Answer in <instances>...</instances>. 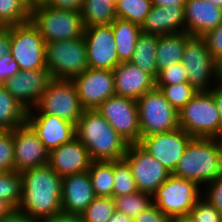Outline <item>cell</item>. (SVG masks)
<instances>
[{
    "mask_svg": "<svg viewBox=\"0 0 222 222\" xmlns=\"http://www.w3.org/2000/svg\"><path fill=\"white\" fill-rule=\"evenodd\" d=\"M26 123L49 153L75 137V125L54 115L27 114Z\"/></svg>",
    "mask_w": 222,
    "mask_h": 222,
    "instance_id": "cell-19",
    "label": "cell"
},
{
    "mask_svg": "<svg viewBox=\"0 0 222 222\" xmlns=\"http://www.w3.org/2000/svg\"><path fill=\"white\" fill-rule=\"evenodd\" d=\"M13 130L0 133V172L14 171Z\"/></svg>",
    "mask_w": 222,
    "mask_h": 222,
    "instance_id": "cell-39",
    "label": "cell"
},
{
    "mask_svg": "<svg viewBox=\"0 0 222 222\" xmlns=\"http://www.w3.org/2000/svg\"><path fill=\"white\" fill-rule=\"evenodd\" d=\"M62 212L81 215L96 198L88 171L62 179Z\"/></svg>",
    "mask_w": 222,
    "mask_h": 222,
    "instance_id": "cell-22",
    "label": "cell"
},
{
    "mask_svg": "<svg viewBox=\"0 0 222 222\" xmlns=\"http://www.w3.org/2000/svg\"><path fill=\"white\" fill-rule=\"evenodd\" d=\"M192 138L179 127L170 132L142 137L138 144L172 173Z\"/></svg>",
    "mask_w": 222,
    "mask_h": 222,
    "instance_id": "cell-14",
    "label": "cell"
},
{
    "mask_svg": "<svg viewBox=\"0 0 222 222\" xmlns=\"http://www.w3.org/2000/svg\"><path fill=\"white\" fill-rule=\"evenodd\" d=\"M202 196L222 214V175L203 188Z\"/></svg>",
    "mask_w": 222,
    "mask_h": 222,
    "instance_id": "cell-41",
    "label": "cell"
},
{
    "mask_svg": "<svg viewBox=\"0 0 222 222\" xmlns=\"http://www.w3.org/2000/svg\"><path fill=\"white\" fill-rule=\"evenodd\" d=\"M117 211L135 219L141 212L153 204L152 195L136 191L132 194L113 197Z\"/></svg>",
    "mask_w": 222,
    "mask_h": 222,
    "instance_id": "cell-32",
    "label": "cell"
},
{
    "mask_svg": "<svg viewBox=\"0 0 222 222\" xmlns=\"http://www.w3.org/2000/svg\"><path fill=\"white\" fill-rule=\"evenodd\" d=\"M157 43L158 35L142 33L136 42L135 50L130 60L132 64L148 73L154 80L158 76Z\"/></svg>",
    "mask_w": 222,
    "mask_h": 222,
    "instance_id": "cell-27",
    "label": "cell"
},
{
    "mask_svg": "<svg viewBox=\"0 0 222 222\" xmlns=\"http://www.w3.org/2000/svg\"><path fill=\"white\" fill-rule=\"evenodd\" d=\"M46 65L53 79L72 80L89 68L85 38L46 43Z\"/></svg>",
    "mask_w": 222,
    "mask_h": 222,
    "instance_id": "cell-6",
    "label": "cell"
},
{
    "mask_svg": "<svg viewBox=\"0 0 222 222\" xmlns=\"http://www.w3.org/2000/svg\"><path fill=\"white\" fill-rule=\"evenodd\" d=\"M10 53V32L0 27V58Z\"/></svg>",
    "mask_w": 222,
    "mask_h": 222,
    "instance_id": "cell-48",
    "label": "cell"
},
{
    "mask_svg": "<svg viewBox=\"0 0 222 222\" xmlns=\"http://www.w3.org/2000/svg\"><path fill=\"white\" fill-rule=\"evenodd\" d=\"M219 78H220V83H222V62L219 64Z\"/></svg>",
    "mask_w": 222,
    "mask_h": 222,
    "instance_id": "cell-56",
    "label": "cell"
},
{
    "mask_svg": "<svg viewBox=\"0 0 222 222\" xmlns=\"http://www.w3.org/2000/svg\"><path fill=\"white\" fill-rule=\"evenodd\" d=\"M0 222H41L24 211L13 208Z\"/></svg>",
    "mask_w": 222,
    "mask_h": 222,
    "instance_id": "cell-45",
    "label": "cell"
},
{
    "mask_svg": "<svg viewBox=\"0 0 222 222\" xmlns=\"http://www.w3.org/2000/svg\"><path fill=\"white\" fill-rule=\"evenodd\" d=\"M116 211L113 197H96L81 214L85 222H108Z\"/></svg>",
    "mask_w": 222,
    "mask_h": 222,
    "instance_id": "cell-37",
    "label": "cell"
},
{
    "mask_svg": "<svg viewBox=\"0 0 222 222\" xmlns=\"http://www.w3.org/2000/svg\"><path fill=\"white\" fill-rule=\"evenodd\" d=\"M13 209L5 200L0 199V221Z\"/></svg>",
    "mask_w": 222,
    "mask_h": 222,
    "instance_id": "cell-53",
    "label": "cell"
},
{
    "mask_svg": "<svg viewBox=\"0 0 222 222\" xmlns=\"http://www.w3.org/2000/svg\"><path fill=\"white\" fill-rule=\"evenodd\" d=\"M220 140L221 146H222V135L218 138Z\"/></svg>",
    "mask_w": 222,
    "mask_h": 222,
    "instance_id": "cell-57",
    "label": "cell"
},
{
    "mask_svg": "<svg viewBox=\"0 0 222 222\" xmlns=\"http://www.w3.org/2000/svg\"><path fill=\"white\" fill-rule=\"evenodd\" d=\"M115 94L138 100L146 92L155 88V80L139 67L129 62H121L114 69Z\"/></svg>",
    "mask_w": 222,
    "mask_h": 222,
    "instance_id": "cell-21",
    "label": "cell"
},
{
    "mask_svg": "<svg viewBox=\"0 0 222 222\" xmlns=\"http://www.w3.org/2000/svg\"><path fill=\"white\" fill-rule=\"evenodd\" d=\"M83 37L89 68L113 70L120 63L111 24L86 27Z\"/></svg>",
    "mask_w": 222,
    "mask_h": 222,
    "instance_id": "cell-16",
    "label": "cell"
},
{
    "mask_svg": "<svg viewBox=\"0 0 222 222\" xmlns=\"http://www.w3.org/2000/svg\"><path fill=\"white\" fill-rule=\"evenodd\" d=\"M45 43L72 40L84 35L85 26L78 11L41 7L30 14Z\"/></svg>",
    "mask_w": 222,
    "mask_h": 222,
    "instance_id": "cell-7",
    "label": "cell"
},
{
    "mask_svg": "<svg viewBox=\"0 0 222 222\" xmlns=\"http://www.w3.org/2000/svg\"><path fill=\"white\" fill-rule=\"evenodd\" d=\"M165 96L171 106L179 112L198 92L190 83L183 82L170 85H155Z\"/></svg>",
    "mask_w": 222,
    "mask_h": 222,
    "instance_id": "cell-35",
    "label": "cell"
},
{
    "mask_svg": "<svg viewBox=\"0 0 222 222\" xmlns=\"http://www.w3.org/2000/svg\"><path fill=\"white\" fill-rule=\"evenodd\" d=\"M181 63L188 83L197 91H210L220 83L219 64L213 59L204 37L191 36L187 40Z\"/></svg>",
    "mask_w": 222,
    "mask_h": 222,
    "instance_id": "cell-5",
    "label": "cell"
},
{
    "mask_svg": "<svg viewBox=\"0 0 222 222\" xmlns=\"http://www.w3.org/2000/svg\"><path fill=\"white\" fill-rule=\"evenodd\" d=\"M206 1H208L209 3H211V4L215 5L216 7L222 9V0H206Z\"/></svg>",
    "mask_w": 222,
    "mask_h": 222,
    "instance_id": "cell-55",
    "label": "cell"
},
{
    "mask_svg": "<svg viewBox=\"0 0 222 222\" xmlns=\"http://www.w3.org/2000/svg\"><path fill=\"white\" fill-rule=\"evenodd\" d=\"M80 14L86 27L108 25L116 20L114 0H84Z\"/></svg>",
    "mask_w": 222,
    "mask_h": 222,
    "instance_id": "cell-29",
    "label": "cell"
},
{
    "mask_svg": "<svg viewBox=\"0 0 222 222\" xmlns=\"http://www.w3.org/2000/svg\"><path fill=\"white\" fill-rule=\"evenodd\" d=\"M85 110H95L115 94L113 70L88 68L72 79Z\"/></svg>",
    "mask_w": 222,
    "mask_h": 222,
    "instance_id": "cell-15",
    "label": "cell"
},
{
    "mask_svg": "<svg viewBox=\"0 0 222 222\" xmlns=\"http://www.w3.org/2000/svg\"><path fill=\"white\" fill-rule=\"evenodd\" d=\"M188 82L187 74L183 64L170 65L158 72L155 85H170Z\"/></svg>",
    "mask_w": 222,
    "mask_h": 222,
    "instance_id": "cell-40",
    "label": "cell"
},
{
    "mask_svg": "<svg viewBox=\"0 0 222 222\" xmlns=\"http://www.w3.org/2000/svg\"><path fill=\"white\" fill-rule=\"evenodd\" d=\"M210 92L213 94L214 101L219 110L221 119V135H222V83L215 85Z\"/></svg>",
    "mask_w": 222,
    "mask_h": 222,
    "instance_id": "cell-49",
    "label": "cell"
},
{
    "mask_svg": "<svg viewBox=\"0 0 222 222\" xmlns=\"http://www.w3.org/2000/svg\"><path fill=\"white\" fill-rule=\"evenodd\" d=\"M88 173L96 197H112L113 161H93Z\"/></svg>",
    "mask_w": 222,
    "mask_h": 222,
    "instance_id": "cell-30",
    "label": "cell"
},
{
    "mask_svg": "<svg viewBox=\"0 0 222 222\" xmlns=\"http://www.w3.org/2000/svg\"><path fill=\"white\" fill-rule=\"evenodd\" d=\"M28 110L0 84V129L14 130L26 123Z\"/></svg>",
    "mask_w": 222,
    "mask_h": 222,
    "instance_id": "cell-28",
    "label": "cell"
},
{
    "mask_svg": "<svg viewBox=\"0 0 222 222\" xmlns=\"http://www.w3.org/2000/svg\"><path fill=\"white\" fill-rule=\"evenodd\" d=\"M213 59L220 64L222 62V23L214 30L203 36Z\"/></svg>",
    "mask_w": 222,
    "mask_h": 222,
    "instance_id": "cell-42",
    "label": "cell"
},
{
    "mask_svg": "<svg viewBox=\"0 0 222 222\" xmlns=\"http://www.w3.org/2000/svg\"><path fill=\"white\" fill-rule=\"evenodd\" d=\"M92 162L89 151L76 136L49 153V166L62 178L88 171Z\"/></svg>",
    "mask_w": 222,
    "mask_h": 222,
    "instance_id": "cell-20",
    "label": "cell"
},
{
    "mask_svg": "<svg viewBox=\"0 0 222 222\" xmlns=\"http://www.w3.org/2000/svg\"><path fill=\"white\" fill-rule=\"evenodd\" d=\"M112 197L132 194L138 191L130 165L125 159L113 161Z\"/></svg>",
    "mask_w": 222,
    "mask_h": 222,
    "instance_id": "cell-33",
    "label": "cell"
},
{
    "mask_svg": "<svg viewBox=\"0 0 222 222\" xmlns=\"http://www.w3.org/2000/svg\"><path fill=\"white\" fill-rule=\"evenodd\" d=\"M22 199L18 209L45 222L62 212V177L49 164L21 172Z\"/></svg>",
    "mask_w": 222,
    "mask_h": 222,
    "instance_id": "cell-1",
    "label": "cell"
},
{
    "mask_svg": "<svg viewBox=\"0 0 222 222\" xmlns=\"http://www.w3.org/2000/svg\"><path fill=\"white\" fill-rule=\"evenodd\" d=\"M108 222H133L129 216L125 215L122 212L115 211Z\"/></svg>",
    "mask_w": 222,
    "mask_h": 222,
    "instance_id": "cell-52",
    "label": "cell"
},
{
    "mask_svg": "<svg viewBox=\"0 0 222 222\" xmlns=\"http://www.w3.org/2000/svg\"><path fill=\"white\" fill-rule=\"evenodd\" d=\"M13 140L16 172L49 164V152L27 123L13 130Z\"/></svg>",
    "mask_w": 222,
    "mask_h": 222,
    "instance_id": "cell-18",
    "label": "cell"
},
{
    "mask_svg": "<svg viewBox=\"0 0 222 222\" xmlns=\"http://www.w3.org/2000/svg\"><path fill=\"white\" fill-rule=\"evenodd\" d=\"M185 32L203 37L222 23V9L206 0H187L184 8Z\"/></svg>",
    "mask_w": 222,
    "mask_h": 222,
    "instance_id": "cell-23",
    "label": "cell"
},
{
    "mask_svg": "<svg viewBox=\"0 0 222 222\" xmlns=\"http://www.w3.org/2000/svg\"><path fill=\"white\" fill-rule=\"evenodd\" d=\"M45 222H85L81 215L60 212Z\"/></svg>",
    "mask_w": 222,
    "mask_h": 222,
    "instance_id": "cell-47",
    "label": "cell"
},
{
    "mask_svg": "<svg viewBox=\"0 0 222 222\" xmlns=\"http://www.w3.org/2000/svg\"><path fill=\"white\" fill-rule=\"evenodd\" d=\"M170 217L165 215L153 203L150 207L141 212L133 222H170Z\"/></svg>",
    "mask_w": 222,
    "mask_h": 222,
    "instance_id": "cell-43",
    "label": "cell"
},
{
    "mask_svg": "<svg viewBox=\"0 0 222 222\" xmlns=\"http://www.w3.org/2000/svg\"><path fill=\"white\" fill-rule=\"evenodd\" d=\"M152 6L151 0H117L115 2L116 18L141 26Z\"/></svg>",
    "mask_w": 222,
    "mask_h": 222,
    "instance_id": "cell-31",
    "label": "cell"
},
{
    "mask_svg": "<svg viewBox=\"0 0 222 222\" xmlns=\"http://www.w3.org/2000/svg\"><path fill=\"white\" fill-rule=\"evenodd\" d=\"M185 7L152 6L141 25L142 33L169 35L185 31Z\"/></svg>",
    "mask_w": 222,
    "mask_h": 222,
    "instance_id": "cell-24",
    "label": "cell"
},
{
    "mask_svg": "<svg viewBox=\"0 0 222 222\" xmlns=\"http://www.w3.org/2000/svg\"><path fill=\"white\" fill-rule=\"evenodd\" d=\"M53 80L47 67L37 70H19L3 85L27 110L34 108Z\"/></svg>",
    "mask_w": 222,
    "mask_h": 222,
    "instance_id": "cell-17",
    "label": "cell"
},
{
    "mask_svg": "<svg viewBox=\"0 0 222 222\" xmlns=\"http://www.w3.org/2000/svg\"><path fill=\"white\" fill-rule=\"evenodd\" d=\"M137 104L141 138L179 128L178 112L158 88L142 95Z\"/></svg>",
    "mask_w": 222,
    "mask_h": 222,
    "instance_id": "cell-11",
    "label": "cell"
},
{
    "mask_svg": "<svg viewBox=\"0 0 222 222\" xmlns=\"http://www.w3.org/2000/svg\"><path fill=\"white\" fill-rule=\"evenodd\" d=\"M191 37L187 32L169 35H158L157 69L158 72L170 65L180 63L187 40Z\"/></svg>",
    "mask_w": 222,
    "mask_h": 222,
    "instance_id": "cell-25",
    "label": "cell"
},
{
    "mask_svg": "<svg viewBox=\"0 0 222 222\" xmlns=\"http://www.w3.org/2000/svg\"><path fill=\"white\" fill-rule=\"evenodd\" d=\"M0 199L18 208L22 199V176L14 171L0 172Z\"/></svg>",
    "mask_w": 222,
    "mask_h": 222,
    "instance_id": "cell-34",
    "label": "cell"
},
{
    "mask_svg": "<svg viewBox=\"0 0 222 222\" xmlns=\"http://www.w3.org/2000/svg\"><path fill=\"white\" fill-rule=\"evenodd\" d=\"M84 110L72 80L53 79L28 114L54 115L76 125Z\"/></svg>",
    "mask_w": 222,
    "mask_h": 222,
    "instance_id": "cell-8",
    "label": "cell"
},
{
    "mask_svg": "<svg viewBox=\"0 0 222 222\" xmlns=\"http://www.w3.org/2000/svg\"><path fill=\"white\" fill-rule=\"evenodd\" d=\"M119 62H129L132 59L136 42L142 34L141 26L130 21L116 18L111 24Z\"/></svg>",
    "mask_w": 222,
    "mask_h": 222,
    "instance_id": "cell-26",
    "label": "cell"
},
{
    "mask_svg": "<svg viewBox=\"0 0 222 222\" xmlns=\"http://www.w3.org/2000/svg\"><path fill=\"white\" fill-rule=\"evenodd\" d=\"M179 127L197 138H219L221 119L210 91H198L178 112Z\"/></svg>",
    "mask_w": 222,
    "mask_h": 222,
    "instance_id": "cell-4",
    "label": "cell"
},
{
    "mask_svg": "<svg viewBox=\"0 0 222 222\" xmlns=\"http://www.w3.org/2000/svg\"><path fill=\"white\" fill-rule=\"evenodd\" d=\"M171 174L192 180L204 188L222 175L220 140L193 137Z\"/></svg>",
    "mask_w": 222,
    "mask_h": 222,
    "instance_id": "cell-3",
    "label": "cell"
},
{
    "mask_svg": "<svg viewBox=\"0 0 222 222\" xmlns=\"http://www.w3.org/2000/svg\"><path fill=\"white\" fill-rule=\"evenodd\" d=\"M96 110L127 143L140 142L141 130L136 100L114 95L104 101Z\"/></svg>",
    "mask_w": 222,
    "mask_h": 222,
    "instance_id": "cell-12",
    "label": "cell"
},
{
    "mask_svg": "<svg viewBox=\"0 0 222 222\" xmlns=\"http://www.w3.org/2000/svg\"><path fill=\"white\" fill-rule=\"evenodd\" d=\"M25 8L31 14L34 10L49 6L50 0H22Z\"/></svg>",
    "mask_w": 222,
    "mask_h": 222,
    "instance_id": "cell-51",
    "label": "cell"
},
{
    "mask_svg": "<svg viewBox=\"0 0 222 222\" xmlns=\"http://www.w3.org/2000/svg\"><path fill=\"white\" fill-rule=\"evenodd\" d=\"M30 20V13L22 0H0V27L23 24Z\"/></svg>",
    "mask_w": 222,
    "mask_h": 222,
    "instance_id": "cell-36",
    "label": "cell"
},
{
    "mask_svg": "<svg viewBox=\"0 0 222 222\" xmlns=\"http://www.w3.org/2000/svg\"><path fill=\"white\" fill-rule=\"evenodd\" d=\"M170 222H193L189 216H175L170 219Z\"/></svg>",
    "mask_w": 222,
    "mask_h": 222,
    "instance_id": "cell-54",
    "label": "cell"
},
{
    "mask_svg": "<svg viewBox=\"0 0 222 222\" xmlns=\"http://www.w3.org/2000/svg\"><path fill=\"white\" fill-rule=\"evenodd\" d=\"M84 0H50L49 6L55 9H63L80 12Z\"/></svg>",
    "mask_w": 222,
    "mask_h": 222,
    "instance_id": "cell-46",
    "label": "cell"
},
{
    "mask_svg": "<svg viewBox=\"0 0 222 222\" xmlns=\"http://www.w3.org/2000/svg\"><path fill=\"white\" fill-rule=\"evenodd\" d=\"M19 72V66L9 53L0 58V84Z\"/></svg>",
    "mask_w": 222,
    "mask_h": 222,
    "instance_id": "cell-44",
    "label": "cell"
},
{
    "mask_svg": "<svg viewBox=\"0 0 222 222\" xmlns=\"http://www.w3.org/2000/svg\"><path fill=\"white\" fill-rule=\"evenodd\" d=\"M188 216L193 222H222V214L203 196L195 203Z\"/></svg>",
    "mask_w": 222,
    "mask_h": 222,
    "instance_id": "cell-38",
    "label": "cell"
},
{
    "mask_svg": "<svg viewBox=\"0 0 222 222\" xmlns=\"http://www.w3.org/2000/svg\"><path fill=\"white\" fill-rule=\"evenodd\" d=\"M153 6L158 7H185L187 0H151Z\"/></svg>",
    "mask_w": 222,
    "mask_h": 222,
    "instance_id": "cell-50",
    "label": "cell"
},
{
    "mask_svg": "<svg viewBox=\"0 0 222 222\" xmlns=\"http://www.w3.org/2000/svg\"><path fill=\"white\" fill-rule=\"evenodd\" d=\"M124 159L131 167L138 191L153 194L171 173L138 143L129 144Z\"/></svg>",
    "mask_w": 222,
    "mask_h": 222,
    "instance_id": "cell-13",
    "label": "cell"
},
{
    "mask_svg": "<svg viewBox=\"0 0 222 222\" xmlns=\"http://www.w3.org/2000/svg\"><path fill=\"white\" fill-rule=\"evenodd\" d=\"M203 188L196 182L170 174L152 194L153 203L170 218L188 216L202 197Z\"/></svg>",
    "mask_w": 222,
    "mask_h": 222,
    "instance_id": "cell-9",
    "label": "cell"
},
{
    "mask_svg": "<svg viewBox=\"0 0 222 222\" xmlns=\"http://www.w3.org/2000/svg\"><path fill=\"white\" fill-rule=\"evenodd\" d=\"M75 136L87 148L93 161L124 159L129 146L96 109L84 110L75 125Z\"/></svg>",
    "mask_w": 222,
    "mask_h": 222,
    "instance_id": "cell-2",
    "label": "cell"
},
{
    "mask_svg": "<svg viewBox=\"0 0 222 222\" xmlns=\"http://www.w3.org/2000/svg\"><path fill=\"white\" fill-rule=\"evenodd\" d=\"M5 28L10 32V54L18 64L19 70L47 67L46 43L31 20Z\"/></svg>",
    "mask_w": 222,
    "mask_h": 222,
    "instance_id": "cell-10",
    "label": "cell"
}]
</instances>
